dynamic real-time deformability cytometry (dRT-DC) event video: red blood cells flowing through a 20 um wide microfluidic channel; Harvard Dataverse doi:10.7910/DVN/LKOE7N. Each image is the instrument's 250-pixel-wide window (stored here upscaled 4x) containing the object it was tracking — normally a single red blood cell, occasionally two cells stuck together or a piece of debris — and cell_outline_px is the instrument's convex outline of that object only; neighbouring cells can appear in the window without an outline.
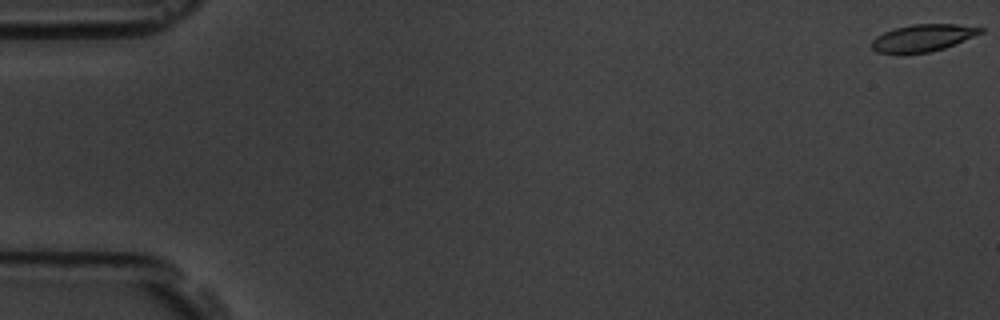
{"species": "common noctule bat (a hibernating species)", "species_latin": "Nyctalus noctula", "temperature_condition": "room temperature", "stored_images_in_passage": 5, "camera_frame_rate_fps": 3000, "um_per_image_px": 0.085, "animal": {"sex": "male", "body_mass_g": 19.5, "forearm_length_mm": 54.6}, "frame": {"image": 1, "passage_image": 1, "time_ms": 0.0, "image_size_px": [1000, 320], "cell_outline_px": [[984, 32], [944, 48], [928, 52], [876, 52], [872, 48], [872, 40], [876, 36], [884, 32], [896, 28], [912, 24], [956, 24], [984, 28]], "centroid_in_image_um": [78.46, 3.2], "position_along_channel_um": 6.5, "area_um2": 16.76}}
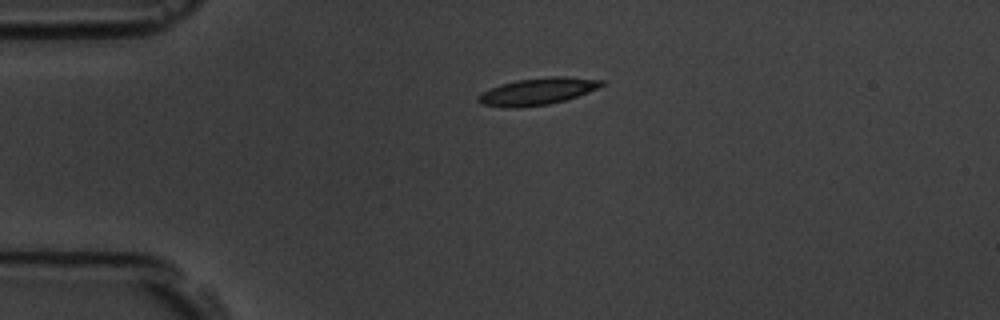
{"frame": {"image": 2, "passage_image": 5, "time_ms": 4.333, "image_size_px": [1000, 320], "cell_outline_px": [[604, 84], [588, 92], [564, 100], [548, 104], [516, 108], [512, 108], [480, 104], [476, 100], [476, 96], [500, 84], [516, 80], [552, 76], [564, 76], [604, 80]], "centroid_in_image_um": [45.66, 7.76], "position_along_channel_um": 39.3, "area_um2": 19.19}}